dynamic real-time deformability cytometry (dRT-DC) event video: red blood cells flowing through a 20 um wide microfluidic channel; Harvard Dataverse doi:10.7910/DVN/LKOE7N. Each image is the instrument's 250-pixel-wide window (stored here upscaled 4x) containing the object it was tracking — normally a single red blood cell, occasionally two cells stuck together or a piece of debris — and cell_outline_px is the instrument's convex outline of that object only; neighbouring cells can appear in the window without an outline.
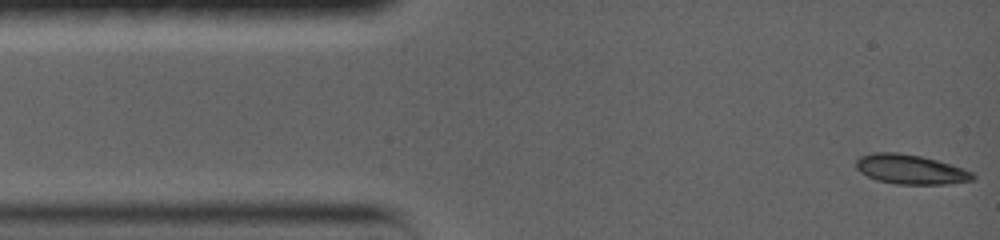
{"species": "common noctule bat (a hibernating species)", "species_latin": "Nyctalus noctula", "temperature_condition": "warm", "stored_images_in_passage": 35, "camera_frame_rate_fps": 5000, "um_per_image_px": 0.085, "animal": {"sex": "female", "body_mass_g": 19.0, "forearm_length_mm": 56.7}, "frame": {"image": 1, "passage_image": 1, "time_ms": 0.0, "image_size_px": [1000, 240], "cell_outline_px": [[976, 176], [972, 180], [948, 184], [896, 184], [876, 180], [860, 172], [856, 168], [856, 160], [860, 156], [876, 152], [896, 152], [920, 156], [936, 160], [964, 168], [972, 172]], "centroid_in_image_um": [77.39, 14.4], "position_along_channel_um": 7.6, "area_um2": 20.06}}
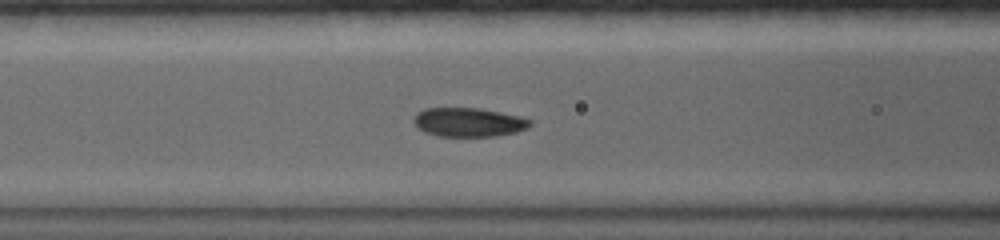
{"frame": {"image": 2, "passage_image": 19, "time_ms": 5.4, "image_size_px": [1000, 240], "cell_outline_px": [[532, 124], [528, 128], [516, 132], [496, 136], [436, 136], [424, 132], [416, 128], [412, 120], [416, 112], [424, 108], [476, 108], [500, 112], [520, 116], [532, 120]], "centroid_in_image_um": [39.79, 10.39], "position_along_channel_um": 126.8, "area_um2": 19.88}}
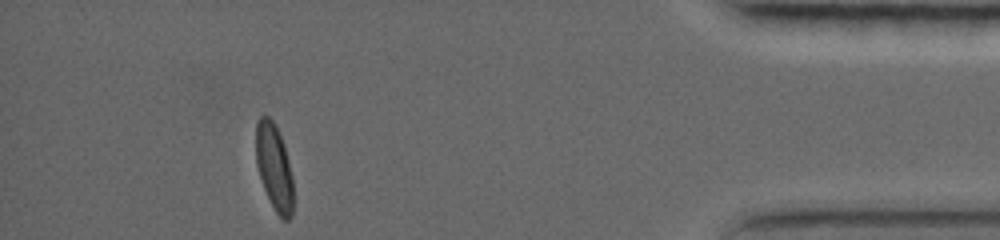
{"frame": {"image": 3, "passage_image": 35, "time_ms": 15.0, "image_size_px": [1000, 240], "cell_outline_px": [[292, 216], [288, 220], [284, 220], [276, 212], [264, 188], [256, 164], [256, 124], [260, 116], [268, 116], [272, 120], [284, 144], [292, 176]], "centroid_in_image_um": [23.3, 14.19], "position_along_channel_um": 411.9, "area_um2": 18.38}, "authors_computed_cell_mechanics": {"area_um2": 20.1722, "velocity_mm_per_s": 3.5787, "shape_relaxation_time_tau1_ms": 6.2674, "shape_relaxation_time_tau2_ms": 0.8636, "deformation_change_tau1": 0.1937, "deformation_change_tau2": 0.0379}}